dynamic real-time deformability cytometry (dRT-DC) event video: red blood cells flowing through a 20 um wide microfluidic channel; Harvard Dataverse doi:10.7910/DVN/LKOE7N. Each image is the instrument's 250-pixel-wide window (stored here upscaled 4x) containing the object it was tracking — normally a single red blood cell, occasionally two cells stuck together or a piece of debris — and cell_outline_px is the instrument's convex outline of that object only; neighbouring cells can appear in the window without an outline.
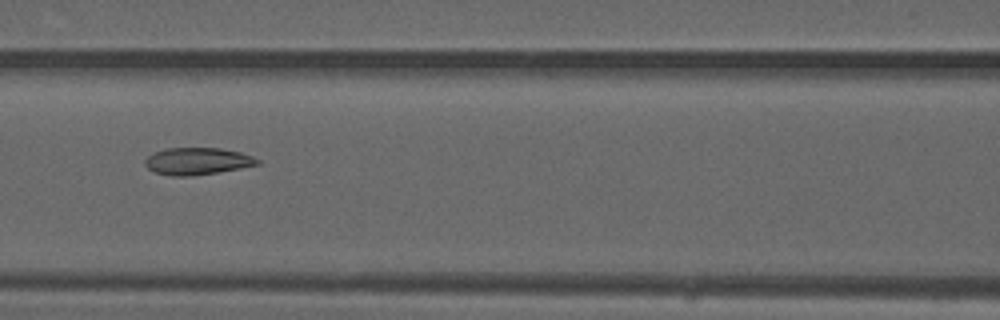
{"species": "common noctule bat (a hibernating species)", "species_latin": "Nyctalus noctula", "temperature_condition": "warm", "stored_images_in_passage": 49, "camera_frame_rate_fps": 3000, "um_per_image_px": 0.085, "animal": {"sex": "male", "forearm_length_mm": 52.5}, "frame": {"image": 1, "passage_image": 21, "time_ms": 6.667, "image_size_px": [1000, 320], "cell_outline_px": [[260, 164], [240, 168], [192, 176], [172, 176], [156, 172], [148, 168], [144, 164], [144, 160], [148, 156], [156, 152], [168, 148], [220, 148], [240, 152], [252, 156], [260, 160]], "centroid_in_image_um": [16.78, 13.7], "position_along_channel_um": 149.8, "area_um2": 17.57}}
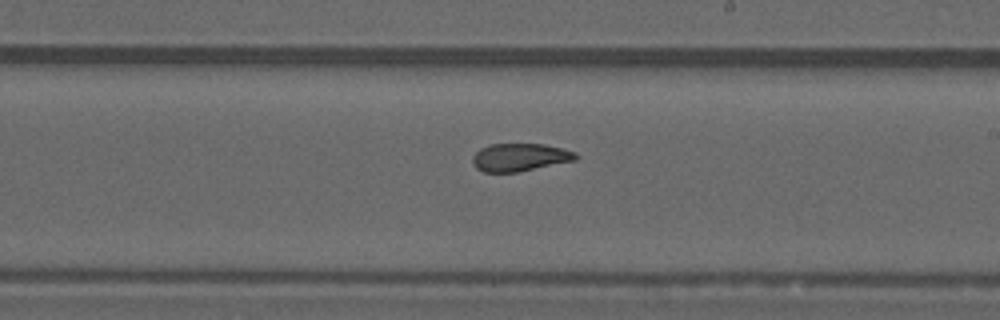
{"frame": {"image": 2, "passage_image": 28, "time_ms": 9.0, "image_size_px": [1000, 320], "cell_outline_px": [[580, 156], [576, 160], [520, 172], [484, 172], [476, 168], [472, 164], [472, 156], [480, 148], [492, 144], [544, 144], [576, 152]], "centroid_in_image_um": [44.19, 13.38], "position_along_channel_um": 244.8, "area_um2": 16.88}}
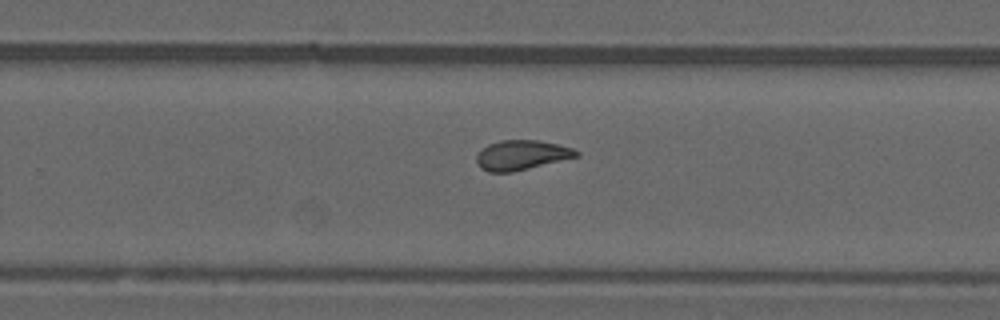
{"frame": {"image": 3, "passage_image": 31, "time_ms": 10.0, "image_size_px": [1000, 320], "cell_outline_px": [[580, 156], [512, 172], [488, 172], [480, 168], [476, 160], [476, 156], [488, 144], [500, 140], [536, 140], [556, 144], [572, 148], [580, 152]], "centroid_in_image_um": [44.33, 13.18], "position_along_channel_um": 285.5, "area_um2": 17.17}, "authors_computed_cell_mechanics": {"area_um2": 18.496, "velocity_mm_per_s": 4.092, "shape_relaxation_time_tau1_ms": null, "shape_relaxation_time_tau2_ms": 2.1913, "deformation_change_tau1": null, "deformation_change_tau2": 0.0904}}